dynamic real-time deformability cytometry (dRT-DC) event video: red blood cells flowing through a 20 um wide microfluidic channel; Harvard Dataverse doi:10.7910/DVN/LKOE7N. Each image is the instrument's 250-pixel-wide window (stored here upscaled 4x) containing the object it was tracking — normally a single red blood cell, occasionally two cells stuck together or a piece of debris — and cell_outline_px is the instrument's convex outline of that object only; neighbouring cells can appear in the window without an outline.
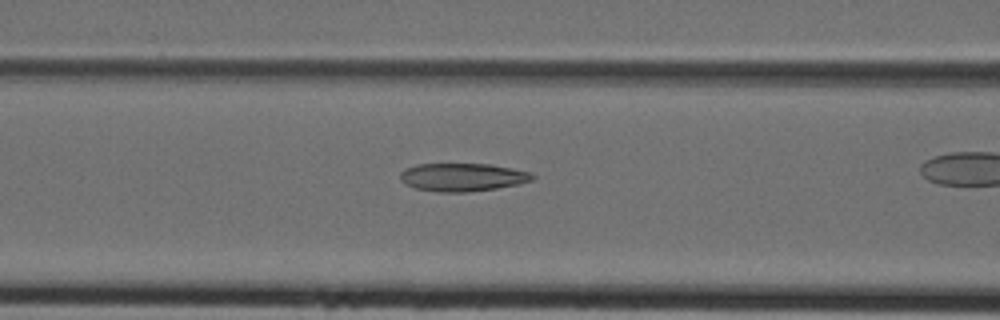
{"species": "Egyptian fruit bat (a non-hibernating species)", "species_latin": "Rousettus aegyptiacus", "temperature_condition": "cold", "stored_images_in_passage": 13, "camera_frame_rate_fps": 3000, "um_per_image_px": 0.085, "animal": {"sex": "female"}, "frame": {"image": 1, "passage_image": 9, "time_ms": 2.667, "image_size_px": [1000, 320], "cell_outline_px": [[536, 176], [532, 180], [520, 184], [496, 188], [464, 192], [440, 192], [416, 188], [400, 180], [400, 172], [404, 168], [416, 164], [492, 164], [532, 172]], "centroid_in_image_um": [39.34, 15.05], "position_along_channel_um": 127.3, "area_um2": 21.68}}
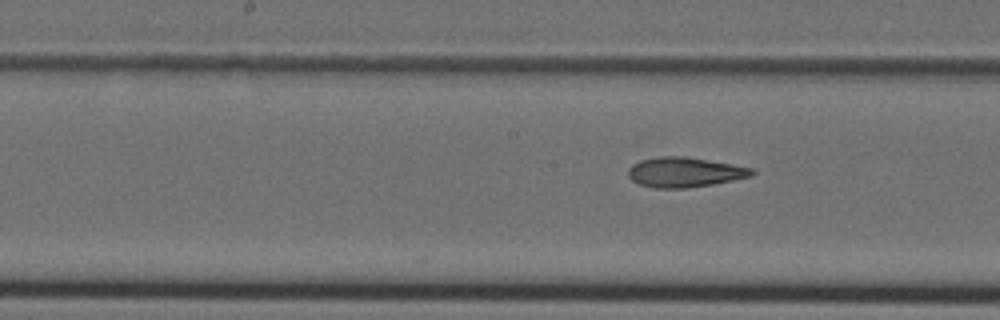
{"frame": {"image": 2, "passage_image": 13, "time_ms": 4.0, "image_size_px": [1000, 320], "cell_outline_px": [[756, 172], [752, 176], [712, 184], [688, 188], [652, 188], [636, 184], [628, 176], [628, 168], [632, 164], [640, 160], [660, 156], [684, 156], [732, 164], [752, 168]], "centroid_in_image_um": [58.15, 14.64], "position_along_channel_um": 190.0, "area_um2": 21.68}}